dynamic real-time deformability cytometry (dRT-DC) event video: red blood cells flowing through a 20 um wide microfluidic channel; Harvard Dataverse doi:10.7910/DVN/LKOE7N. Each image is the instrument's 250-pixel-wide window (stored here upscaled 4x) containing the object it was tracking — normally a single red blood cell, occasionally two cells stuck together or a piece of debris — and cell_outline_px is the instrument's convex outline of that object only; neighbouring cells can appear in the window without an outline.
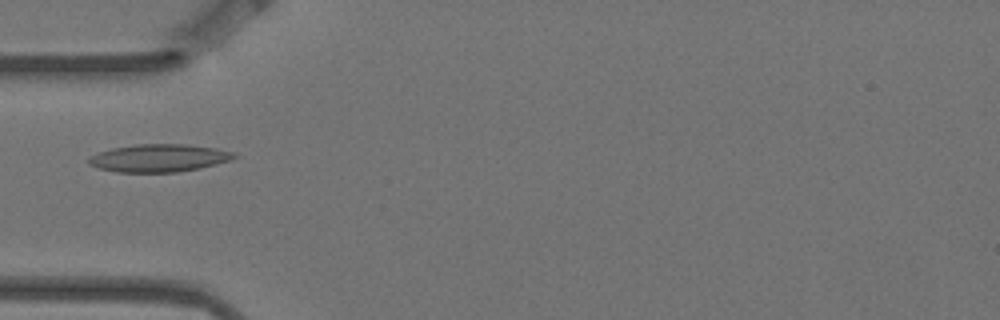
{"species": "Egyptian fruit bat (a non-hibernating species)", "species_latin": "Rousettus aegyptiacus", "temperature_condition": "warm", "stored_images_in_passage": 7, "camera_frame_rate_fps": 3000, "um_per_image_px": 0.085, "animal": {"sex": "female"}, "frame": {"image": 1, "passage_image": 5, "time_ms": 1.333, "image_size_px": [1000, 320], "cell_outline_px": [[240, 156], [216, 164], [200, 168], [176, 172], [116, 172], [96, 168], [88, 164], [88, 160], [92, 156], [100, 152], [112, 148], [136, 144], [188, 144], [216, 148], [236, 152]], "centroid_in_image_um": [13.54, 13.43], "position_along_channel_um": 71.5, "area_um2": 23.58}}
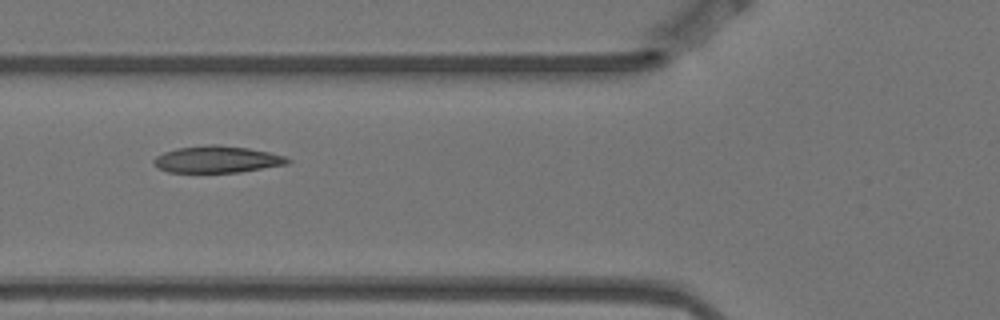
{"frame": {"image": 2, "passage_image": 6, "time_ms": 1.667, "image_size_px": [1000, 320], "cell_outline_px": [[292, 160], [288, 164], [240, 172], [168, 172], [156, 168], [152, 164], [152, 160], [156, 156], [164, 152], [176, 148], [208, 144], [216, 144], [248, 148], [268, 152], [284, 156]], "centroid_in_image_um": [18.41, 13.54], "position_along_channel_um": 107.4, "area_um2": 21.04}}
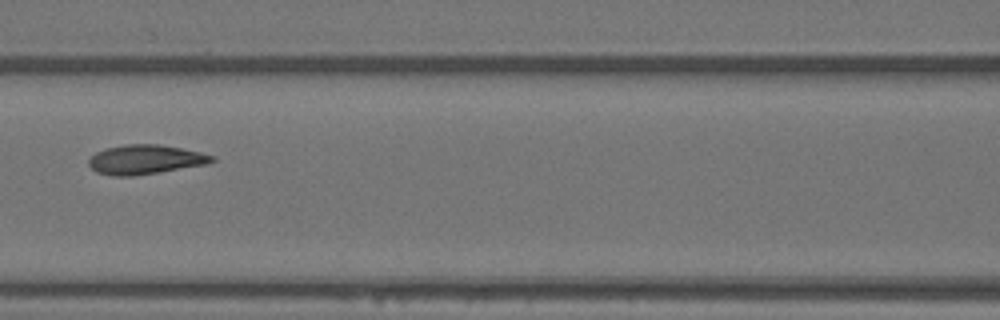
{"frame": {"image": 3, "passage_image": 7, "time_ms": 2.0, "image_size_px": [1000, 320], "cell_outline_px": [[216, 160], [208, 164], [160, 172], [132, 176], [112, 176], [96, 172], [88, 164], [88, 160], [96, 152], [104, 148], [124, 144], [160, 144], [200, 152], [216, 156]], "centroid_in_image_um": [12.35, 13.56], "position_along_channel_um": 154.2, "area_um2": 21.27}}